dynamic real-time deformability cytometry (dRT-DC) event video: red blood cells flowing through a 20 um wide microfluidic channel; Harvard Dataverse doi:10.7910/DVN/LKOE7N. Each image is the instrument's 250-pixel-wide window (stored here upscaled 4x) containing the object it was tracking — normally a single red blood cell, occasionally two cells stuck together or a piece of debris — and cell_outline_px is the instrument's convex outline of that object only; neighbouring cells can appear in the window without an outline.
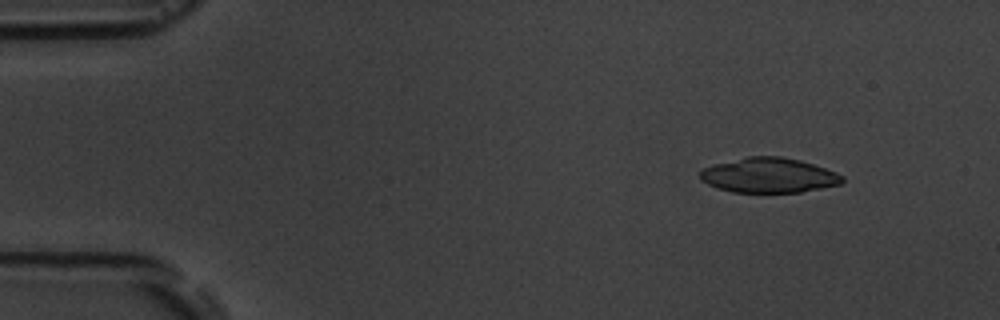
{"species": "common noctule bat (a hibernating species)", "species_latin": "Nyctalus noctula", "temperature_condition": "room temperature", "stored_images_in_passage": 5, "camera_frame_rate_fps": 3000, "um_per_image_px": 0.085, "animal": {"sex": "male", "body_mass_g": 19.5, "forearm_length_mm": 54.6}, "frame": {"image": 1, "passage_image": 2, "time_ms": 1.333, "image_size_px": [1000, 320], "cell_outline_px": [[844, 180], [840, 184], [800, 192], [732, 192], [716, 188], [700, 180], [700, 172], [704, 168], [716, 164], [748, 156], [780, 156], [800, 160], [836, 172], [844, 176]], "centroid_in_image_um": [65.34, 14.9], "position_along_channel_um": 19.7, "area_um2": 28.73}}